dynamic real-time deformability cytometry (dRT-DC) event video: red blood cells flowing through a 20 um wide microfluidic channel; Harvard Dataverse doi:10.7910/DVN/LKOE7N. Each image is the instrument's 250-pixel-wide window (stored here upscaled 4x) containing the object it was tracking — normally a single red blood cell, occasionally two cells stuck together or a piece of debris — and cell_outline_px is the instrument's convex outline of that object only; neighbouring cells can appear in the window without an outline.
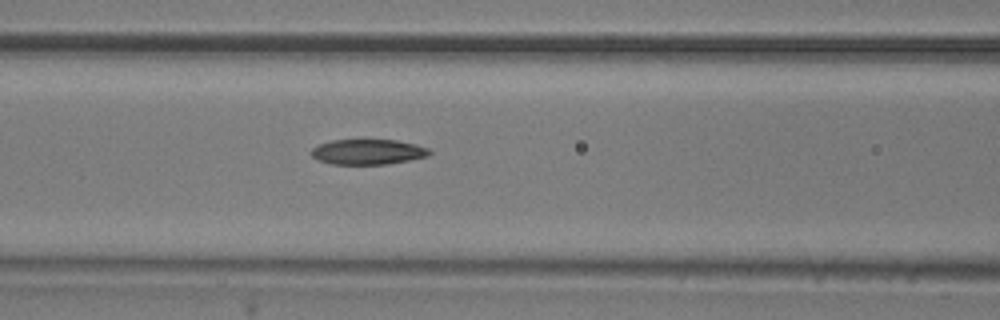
{"species": "common noctule bat (a hibernating species)", "species_latin": "Nyctalus noctula", "temperature_condition": "room temperature", "stored_images_in_passage": 7, "camera_frame_rate_fps": 3000, "um_per_image_px": 0.085, "animal": {"sex": "male", "body_mass_g": 20.5, "forearm_length_mm": 52.5}, "frame": {"image": 1, "passage_image": 7, "time_ms": 2.0, "image_size_px": [1000, 320], "cell_outline_px": [[432, 152], [428, 156], [388, 164], [332, 164], [320, 160], [312, 156], [312, 148], [320, 144], [332, 140], [360, 136], [364, 136], [396, 140], [416, 144], [428, 148]], "centroid_in_image_um": [31.28, 12.84], "position_along_channel_um": 135.3, "area_um2": 18.21}}